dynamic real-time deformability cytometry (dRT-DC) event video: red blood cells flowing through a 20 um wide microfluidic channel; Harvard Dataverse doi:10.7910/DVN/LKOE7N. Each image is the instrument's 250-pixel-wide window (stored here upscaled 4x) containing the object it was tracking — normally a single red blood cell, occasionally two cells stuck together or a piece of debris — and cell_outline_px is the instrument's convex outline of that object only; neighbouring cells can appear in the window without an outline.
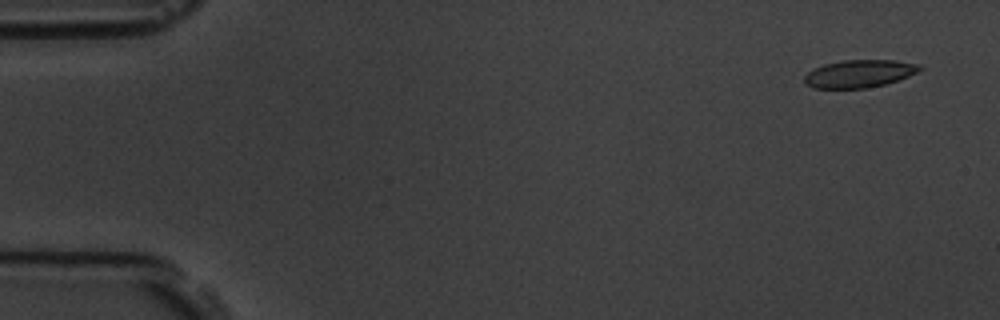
{"species": "common noctule bat (a hibernating species)", "species_latin": "Nyctalus noctula", "temperature_condition": "room temperature", "stored_images_in_passage": 5, "camera_frame_rate_fps": 3000, "um_per_image_px": 0.085, "animal": {"sex": "male", "body_mass_g": 19.5, "forearm_length_mm": 54.6}, "frame": {"image": 1, "passage_image": 1, "time_ms": 0.0, "image_size_px": [1000, 320], "cell_outline_px": [[924, 68], [908, 76], [884, 84], [864, 88], [812, 88], [804, 84], [804, 76], [812, 68], [824, 64], [844, 60], [896, 60], [920, 64]], "centroid_in_image_um": [73.0, 6.25], "position_along_channel_um": 12.0, "area_um2": 18.61}}
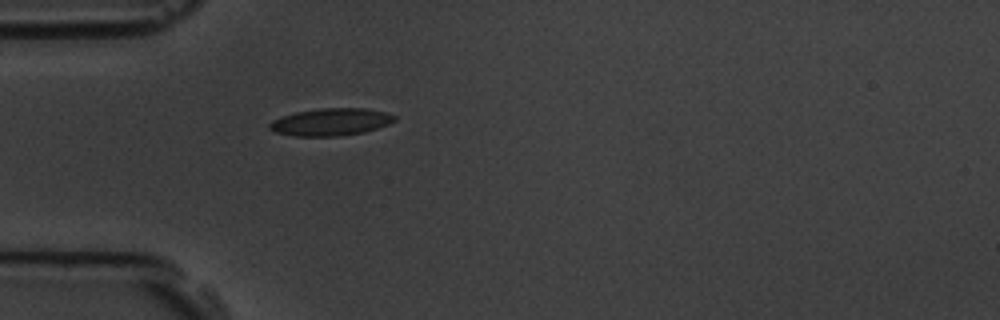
{"frame": {"image": 2, "passage_image": 5, "time_ms": 4.333, "image_size_px": [1000, 320], "cell_outline_px": [[396, 120], [388, 124], [364, 132], [340, 136], [292, 136], [276, 132], [268, 128], [268, 124], [272, 120], [280, 116], [296, 112], [320, 108], [364, 108], [384, 112], [396, 116]], "centroid_in_image_um": [28.08, 10.37], "position_along_channel_um": 56.9, "area_um2": 19.94}}